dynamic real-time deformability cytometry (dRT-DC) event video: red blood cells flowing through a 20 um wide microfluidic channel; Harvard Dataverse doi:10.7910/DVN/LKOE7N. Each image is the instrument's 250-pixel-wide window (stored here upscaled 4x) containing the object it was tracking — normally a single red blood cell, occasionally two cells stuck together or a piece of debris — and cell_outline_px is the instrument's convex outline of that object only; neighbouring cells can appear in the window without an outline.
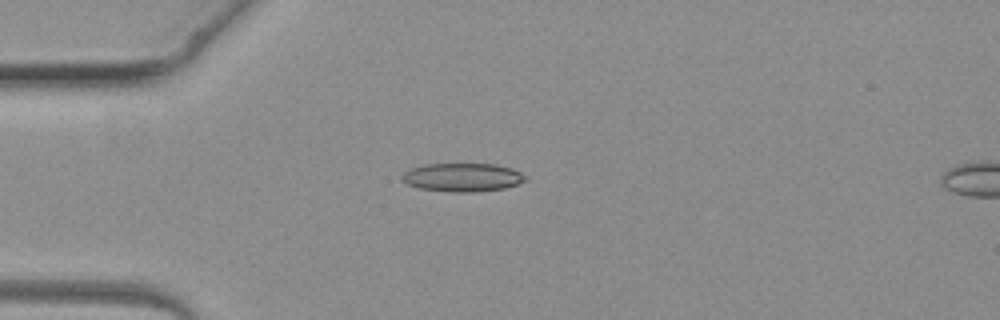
{"species": "common noctule bat (a hibernating species)", "species_latin": "Nyctalus noctula", "temperature_condition": "warm", "stored_images_in_passage": 4, "camera_frame_rate_fps": 3000, "um_per_image_px": 0.085, "animal": {"sex": "female", "body_mass_g": 19.3, "forearm_length_mm": 54.1}, "frame": {"image": 1, "passage_image": 3, "time_ms": 2.333, "image_size_px": [1000, 320], "cell_outline_px": [[528, 180], [504, 188], [476, 192], [452, 192], [420, 188], [408, 184], [400, 180], [400, 176], [408, 168], [424, 164], [496, 164], [512, 168], [528, 176]], "centroid_in_image_um": [39.3, 15.06], "position_along_channel_um": 45.7, "area_um2": 20.69}}